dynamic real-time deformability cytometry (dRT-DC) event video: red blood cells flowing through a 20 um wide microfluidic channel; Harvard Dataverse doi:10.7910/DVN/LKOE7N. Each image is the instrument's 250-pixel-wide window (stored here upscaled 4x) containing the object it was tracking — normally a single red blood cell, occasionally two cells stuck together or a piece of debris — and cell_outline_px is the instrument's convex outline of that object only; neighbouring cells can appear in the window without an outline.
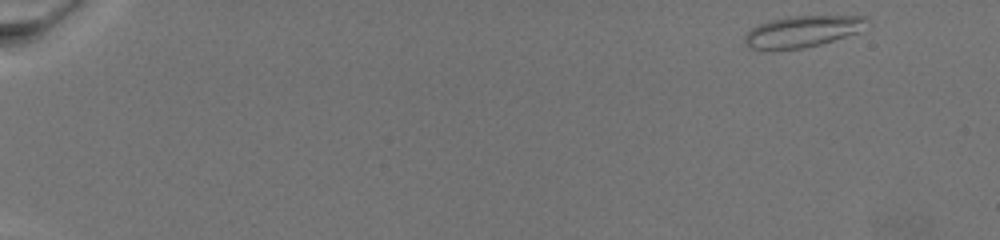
{"species": "common noctule bat (a hibernating species)", "species_latin": "Nyctalus noctula", "temperature_condition": "warm", "stored_images_in_passage": 89, "camera_frame_rate_fps": 3000, "um_per_image_px": 0.085, "animal": {"sex": "female", "body_mass_g": 19.5, "forearm_length_mm": 54.1}, "frame": {"image": 1, "passage_image": 1, "time_ms": 0.0, "image_size_px": [1000, 240], "cell_outline_px": [[868, 20], [856, 32], [820, 44], [804, 48], [748, 48], [744, 44], [744, 36], [752, 28], [768, 20], [788, 16], [868, 16]], "centroid_in_image_um": [68.15, 2.65], "position_along_channel_um": 16.9, "area_um2": 21.73}}
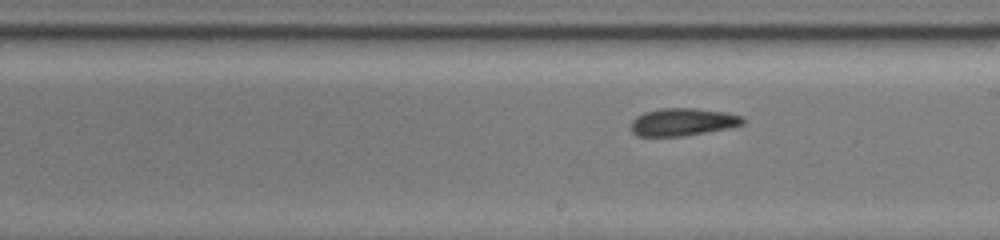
{"frame": {"image": 2, "passage_image": 52, "time_ms": 13.0, "image_size_px": [1000, 240], "cell_outline_px": [[744, 124], [728, 128], [684, 136], [636, 136], [632, 132], [632, 120], [636, 116], [644, 112], [660, 108], [696, 108], [724, 112], [740, 116], [744, 120]], "centroid_in_image_um": [58.0, 10.37], "position_along_channel_um": 231.0, "area_um2": 17.92}}
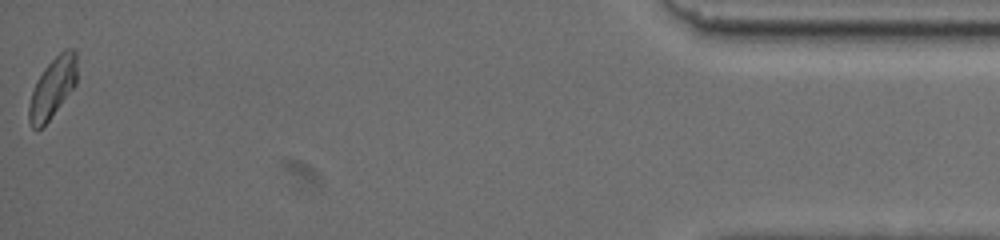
{"frame": {"image": 3, "passage_image": 89, "time_ms": 22.333, "image_size_px": [1000, 240], "cell_outline_px": [[76, 84], [44, 128], [32, 128], [28, 120], [28, 108], [32, 92], [36, 80], [44, 68], [64, 48], [72, 48], [76, 52]], "centroid_in_image_um": [4.46, 7.49], "position_along_channel_um": 430.7, "area_um2": 16.94}}